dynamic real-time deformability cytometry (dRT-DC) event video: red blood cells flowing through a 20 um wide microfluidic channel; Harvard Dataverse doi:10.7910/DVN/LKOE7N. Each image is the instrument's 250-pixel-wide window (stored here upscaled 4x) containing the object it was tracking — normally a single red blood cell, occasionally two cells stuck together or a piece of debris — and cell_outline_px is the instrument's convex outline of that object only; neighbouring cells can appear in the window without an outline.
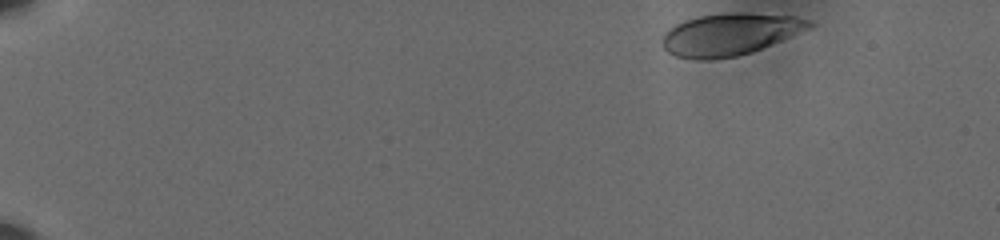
{"species": "human", "species_latin": "Homo sapiens", "temperature_condition": "cold", "stored_images_in_passage": 47, "camera_frame_rate_fps": 3000, "um_per_image_px": 0.085, "donor": {"sex": "male"}, "frame": {"image": 1, "passage_image": 1, "time_ms": 0.0, "image_size_px": [1000, 240], "cell_outline_px": [[816, 24], [812, 28], [752, 52], [736, 56], [712, 60], [696, 60], [676, 56], [668, 52], [660, 44], [660, 40], [664, 32], [668, 28], [684, 20], [700, 16], [724, 12], [744, 12], [796, 16], [812, 20]], "centroid_in_image_um": [62.04, 2.91], "position_along_channel_um": 23.0, "area_um2": 36.7}}
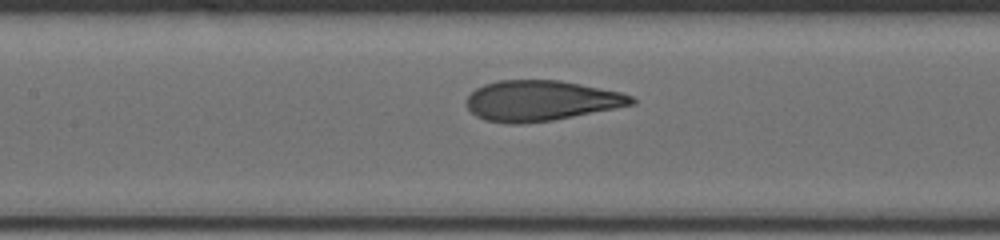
{"frame": {"image": 2, "passage_image": 24, "time_ms": 7.667, "image_size_px": [1000, 240], "cell_outline_px": [[636, 104], [552, 120], [520, 124], [508, 124], [484, 120], [476, 116], [464, 104], [468, 96], [476, 88], [484, 84], [500, 80], [560, 80], [620, 92], [632, 96], [636, 100]], "centroid_in_image_um": [45.95, 8.56], "position_along_channel_um": 161.5, "area_um2": 38.84}}
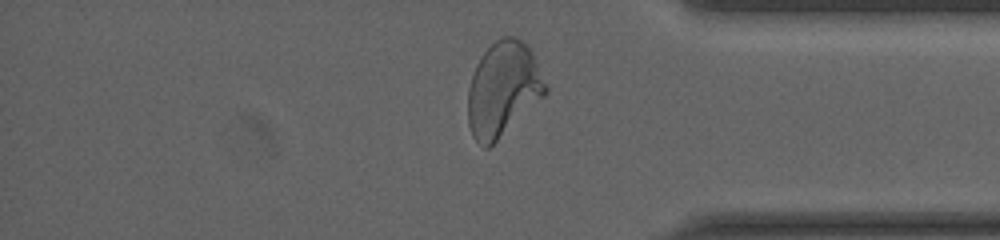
{"frame": {"image": 3, "passage_image": 44, "time_ms": 14.333, "image_size_px": [1000, 240], "cell_outline_px": [[548, 92], [544, 96], [488, 148], [484, 148], [472, 136], [468, 124], [468, 88], [476, 64], [480, 56], [496, 40], [504, 36], [516, 36], [532, 52], [548, 88]], "centroid_in_image_um": [42.74, 7.57], "position_along_channel_um": 392.5, "area_um2": 42.25}, "authors_computed_cell_mechanics": {"area_um2": 39.1306, "velocity_mm_per_s": 3.6044, "shape_relaxation_time_tau1_ms": 4.5962, "shape_relaxation_time_tau2_ms": null, "deformation_change_tau1": 0.1958, "deformation_change_tau2": null}}